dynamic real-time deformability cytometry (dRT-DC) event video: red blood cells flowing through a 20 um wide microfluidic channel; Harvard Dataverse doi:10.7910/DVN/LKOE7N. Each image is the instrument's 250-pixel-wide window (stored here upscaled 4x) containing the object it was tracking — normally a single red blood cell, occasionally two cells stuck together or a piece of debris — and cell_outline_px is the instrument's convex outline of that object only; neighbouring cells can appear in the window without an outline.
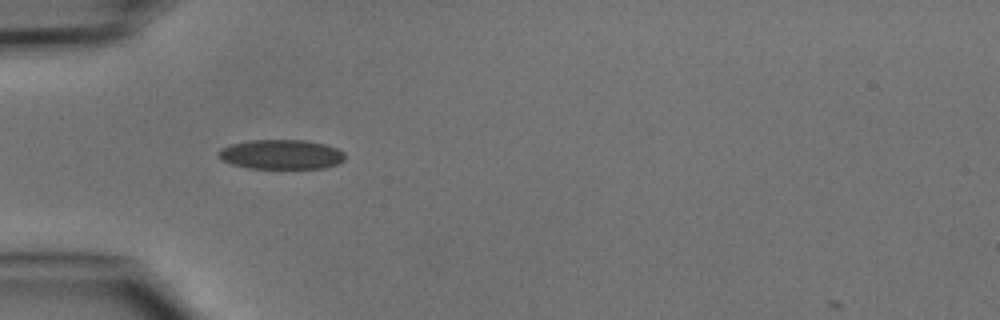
{"species": "common noctule bat (a hibernating species)", "species_latin": "Nyctalus noctula", "temperature_condition": "cold", "stored_images_in_passage": 2, "camera_frame_rate_fps": 3000, "um_per_image_px": 0.085, "animal": {"sex": "male", "body_mass_g": 15.6}, "frame": {"image": 1, "passage_image": 1, "time_ms": 0.0, "image_size_px": [1000, 320], "cell_outline_px": [[344, 160], [336, 164], [324, 168], [248, 168], [232, 164], [224, 160], [216, 152], [220, 148], [232, 144], [252, 140], [304, 140], [324, 144], [336, 148], [344, 152]], "centroid_in_image_um": [23.9, 13.12], "position_along_channel_um": 61.1, "area_um2": 21.62}}